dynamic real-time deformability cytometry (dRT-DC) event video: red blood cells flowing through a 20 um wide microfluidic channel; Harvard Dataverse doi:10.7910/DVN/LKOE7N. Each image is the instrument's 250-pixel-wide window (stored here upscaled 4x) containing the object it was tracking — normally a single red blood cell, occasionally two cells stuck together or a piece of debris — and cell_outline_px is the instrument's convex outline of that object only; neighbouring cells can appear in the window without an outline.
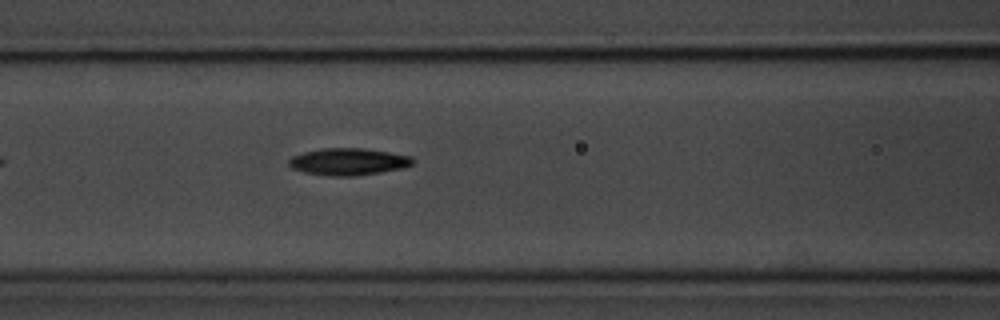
{"species": "common noctule bat (a hibernating species)", "species_latin": "Nyctalus noctula", "temperature_condition": "room temperature", "stored_images_in_passage": 35, "camera_frame_rate_fps": 3000, "um_per_image_px": 0.085, "animal": {"sex": "male", "body_mass_g": 20.1, "forearm_length_mm": 53.5}, "frame": {"image": 1, "passage_image": 6, "time_ms": 1.667, "image_size_px": [1000, 320], "cell_outline_px": [[416, 160], [412, 164], [404, 168], [380, 172], [352, 176], [328, 176], [304, 172], [292, 168], [288, 164], [288, 160], [292, 156], [304, 152], [320, 148], [364, 148], [412, 156]], "centroid_in_image_um": [29.61, 13.74], "position_along_channel_um": 137.0, "area_um2": 19.59}}